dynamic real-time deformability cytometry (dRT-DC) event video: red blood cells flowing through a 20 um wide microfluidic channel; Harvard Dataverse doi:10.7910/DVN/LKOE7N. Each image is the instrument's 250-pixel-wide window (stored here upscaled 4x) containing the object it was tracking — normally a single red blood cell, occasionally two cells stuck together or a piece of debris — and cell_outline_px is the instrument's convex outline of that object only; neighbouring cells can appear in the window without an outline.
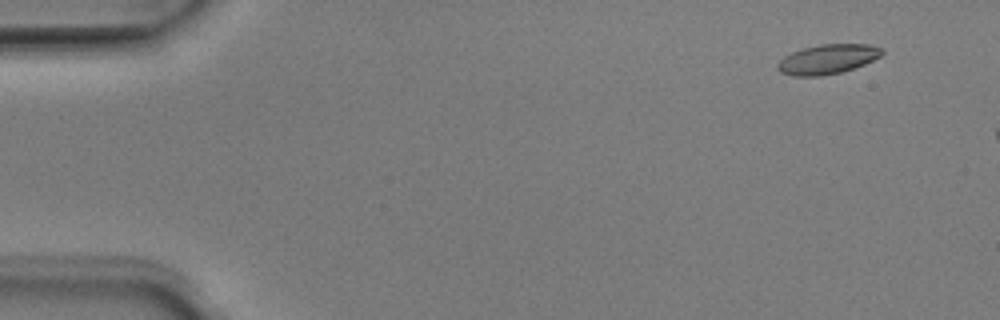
{"species": "Egyptian fruit bat (a non-hibernating species)", "species_latin": "Rousettus aegyptiacus", "temperature_condition": "room temperature", "stored_images_in_passage": 13, "camera_frame_rate_fps": 3000, "um_per_image_px": 0.085, "animal": {"sex": "male"}, "frame": {"image": 1, "passage_image": 4, "time_ms": 1.0, "image_size_px": [1000, 320], "cell_outline_px": [[884, 52], [880, 56], [864, 64], [840, 72], [820, 76], [792, 76], [780, 72], [776, 68], [776, 64], [784, 56], [792, 52], [804, 48], [820, 44], [868, 44], [884, 48]], "centroid_in_image_um": [70.32, 5.03], "position_along_channel_um": 14.7, "area_um2": 17.98}}